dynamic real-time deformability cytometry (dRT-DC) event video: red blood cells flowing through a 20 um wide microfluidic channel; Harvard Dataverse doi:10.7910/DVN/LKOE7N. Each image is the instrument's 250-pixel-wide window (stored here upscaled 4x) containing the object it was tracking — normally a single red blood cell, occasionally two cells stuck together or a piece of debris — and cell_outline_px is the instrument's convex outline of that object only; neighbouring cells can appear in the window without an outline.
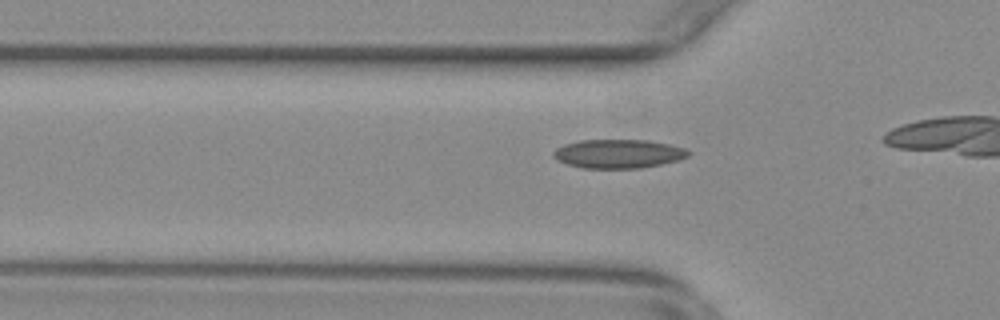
{"species": "common noctule bat (a hibernating species)", "species_latin": "Nyctalus noctula", "temperature_condition": "warm", "stored_images_in_passage": 13, "camera_frame_rate_fps": 3000, "um_per_image_px": 0.085, "animal": {"sex": "female", "body_mass_g": 29.2, "forearm_length_mm": 56.3}, "frame": {"image": 1, "passage_image": 10, "time_ms": 3.0, "image_size_px": [1000, 320], "cell_outline_px": [[692, 152], [688, 156], [680, 160], [640, 168], [584, 168], [568, 164], [556, 160], [552, 156], [552, 152], [556, 148], [564, 144], [580, 140], [648, 140], [668, 144], [684, 148]], "centroid_in_image_um": [52.54, 13.07], "position_along_channel_um": 73.3, "area_um2": 22.72}}